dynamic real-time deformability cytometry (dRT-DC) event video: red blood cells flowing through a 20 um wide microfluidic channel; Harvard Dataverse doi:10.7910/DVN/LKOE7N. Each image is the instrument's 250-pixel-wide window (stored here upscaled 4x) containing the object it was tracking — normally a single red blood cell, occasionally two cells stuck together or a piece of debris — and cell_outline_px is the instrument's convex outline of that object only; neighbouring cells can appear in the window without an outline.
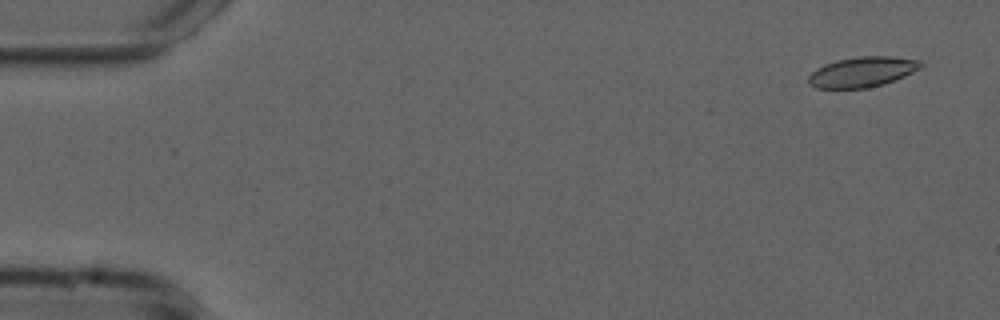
{"species": "common noctule bat (a hibernating species)", "species_latin": "Nyctalus noctula", "temperature_condition": "cold", "stored_images_in_passage": 11, "camera_frame_rate_fps": 3000, "um_per_image_px": 0.085, "animal": {"sex": "male", "forearm_length_mm": 52.5}, "frame": {"image": 1, "passage_image": 1, "time_ms": 0.0, "image_size_px": [1000, 320], "cell_outline_px": [[924, 64], [920, 68], [904, 76], [884, 84], [868, 88], [816, 88], [808, 84], [808, 76], [816, 68], [824, 64], [836, 60], [860, 56], [892, 56], [920, 60]], "centroid_in_image_um": [73.28, 6.11], "position_along_channel_um": 11.7, "area_um2": 19.88}}